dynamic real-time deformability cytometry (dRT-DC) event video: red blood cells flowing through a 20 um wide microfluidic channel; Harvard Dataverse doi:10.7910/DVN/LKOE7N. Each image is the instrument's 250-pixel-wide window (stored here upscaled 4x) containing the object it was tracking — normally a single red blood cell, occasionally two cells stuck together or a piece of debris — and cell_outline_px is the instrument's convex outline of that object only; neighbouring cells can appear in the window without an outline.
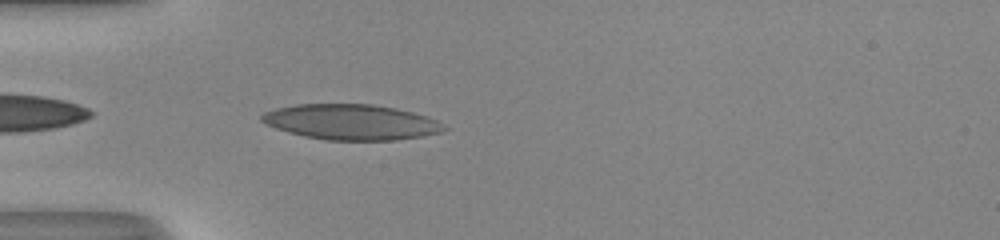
{"species": "human", "species_latin": "Homo sapiens", "temperature_condition": "room temperature", "stored_images_in_passage": 36, "camera_frame_rate_fps": 3000, "um_per_image_px": 0.085, "donor": {"sex": "male"}, "frame": {"image": 1, "passage_image": 1, "time_ms": 0.0, "image_size_px": [1000, 240], "cell_outline_px": [[448, 128], [444, 132], [424, 136], [396, 140], [328, 140], [304, 136], [288, 132], [276, 128], [260, 120], [260, 116], [264, 112], [276, 108], [296, 104], [372, 104], [396, 108], [428, 116], [444, 124]], "centroid_in_image_um": [29.89, 10.37], "position_along_channel_um": 55.1, "area_um2": 37.8}}
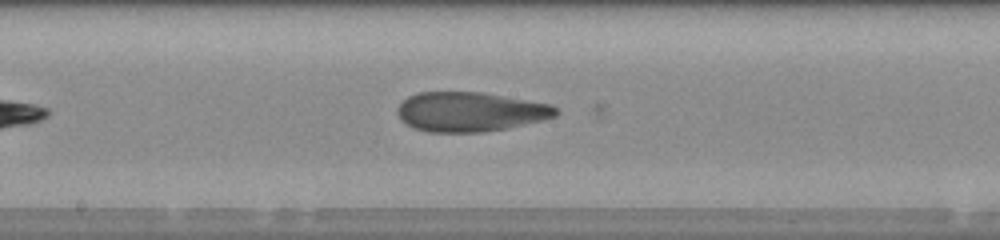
{"frame": {"image": 2, "passage_image": 13, "time_ms": 4.0, "image_size_px": [1000, 240], "cell_outline_px": [[560, 112], [556, 116], [508, 128], [484, 132], [428, 132], [412, 128], [400, 120], [396, 112], [396, 108], [408, 96], [420, 92], [480, 92], [552, 104]], "centroid_in_image_um": [39.93, 9.51], "position_along_channel_um": 208.3, "area_um2": 36.59}}
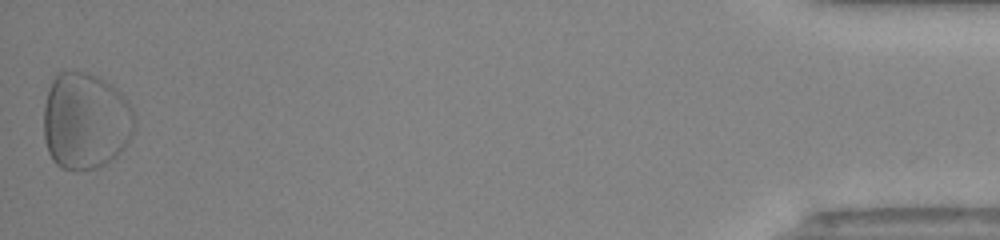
{"frame": {"image": 3, "passage_image": 36, "time_ms": 11.667, "image_size_px": [1000, 240], "cell_outline_px": [[136, 128], [124, 148], [116, 156], [104, 164], [96, 168], [60, 168], [52, 160], [48, 152], [44, 140], [44, 104], [52, 80], [60, 72], [84, 72], [96, 76], [104, 80], [116, 88], [128, 100], [132, 108], [136, 120]], "centroid_in_image_um": [7.29, 10.28], "position_along_channel_um": 427.9, "area_um2": 51.27}, "authors_computed_cell_mechanics": {"area_um2": 37.0209, "velocity_mm_per_s": 4.0782, "shape_relaxation_time_tau1_ms": 3.9876, "shape_relaxation_time_tau2_ms": 2.1196, "deformation_change_tau1": 0.1249, "deformation_change_tau2": 0.0754}}